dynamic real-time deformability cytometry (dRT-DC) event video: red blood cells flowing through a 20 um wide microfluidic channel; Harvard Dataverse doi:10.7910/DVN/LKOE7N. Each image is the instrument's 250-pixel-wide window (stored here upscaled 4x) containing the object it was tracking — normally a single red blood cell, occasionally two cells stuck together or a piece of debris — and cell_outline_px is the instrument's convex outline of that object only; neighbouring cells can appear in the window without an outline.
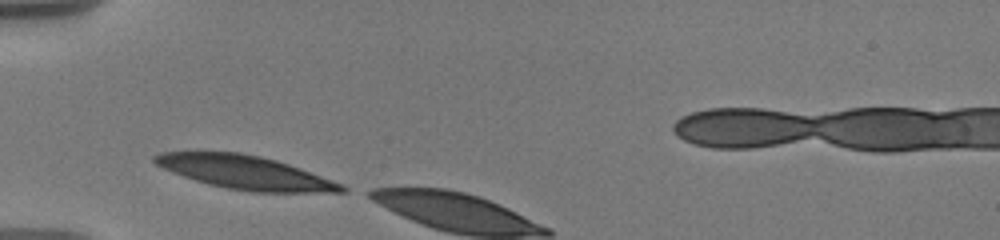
{"species": "human", "species_latin": "Homo sapiens", "temperature_condition": "warm", "stored_images_in_passage": 2, "camera_frame_rate_fps": 3000, "um_per_image_px": 0.085, "donor": {"sex": "male"}, "frame": {"image": 1, "passage_image": 1, "time_ms": 0.0, "image_size_px": [1000, 240], "cell_outline_px": [[348, 192], [252, 192], [228, 188], [208, 184], [172, 172], [156, 164], [152, 160], [152, 156], [160, 152], [240, 152], [260, 156], [276, 160], [300, 168], [344, 184], [348, 188]], "centroid_in_image_um": [20.87, 14.66], "position_along_channel_um": 64.1, "area_um2": 36.36}}